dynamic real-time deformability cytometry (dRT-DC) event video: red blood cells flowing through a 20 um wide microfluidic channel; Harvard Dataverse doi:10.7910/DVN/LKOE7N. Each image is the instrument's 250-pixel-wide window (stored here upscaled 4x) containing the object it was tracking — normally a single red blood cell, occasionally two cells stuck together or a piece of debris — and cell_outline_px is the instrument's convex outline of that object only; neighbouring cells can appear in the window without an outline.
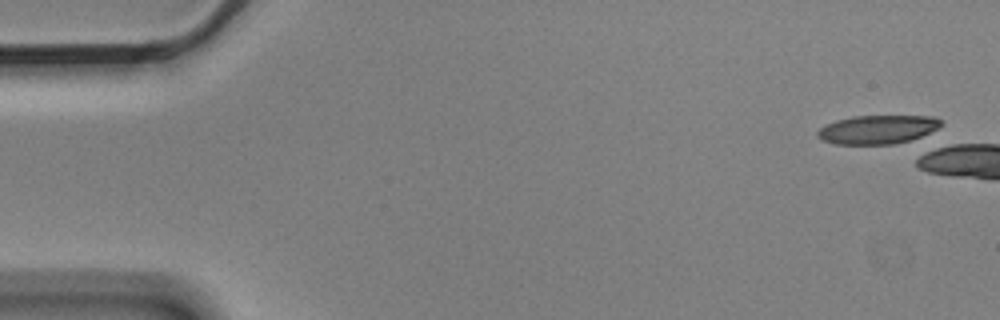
{"species": "Egyptian fruit bat (a non-hibernating species)", "species_latin": "Rousettus aegyptiacus", "temperature_condition": "cold", "stored_images_in_passage": 1, "camera_frame_rate_fps": 3000, "um_per_image_px": 0.085, "animal": {"sex": "male"}, "frame": {"image": 1, "passage_image": 1, "time_ms": 0.0, "image_size_px": [1000, 320], "cell_outline_px": [[940, 124], [936, 128], [920, 140], [892, 144], [836, 144], [824, 140], [816, 136], [816, 132], [820, 128], [836, 120], [852, 116], [932, 116], [940, 120]], "centroid_in_image_um": [74.62, 11.02], "position_along_channel_um": 10.4, "area_um2": 20.81}}